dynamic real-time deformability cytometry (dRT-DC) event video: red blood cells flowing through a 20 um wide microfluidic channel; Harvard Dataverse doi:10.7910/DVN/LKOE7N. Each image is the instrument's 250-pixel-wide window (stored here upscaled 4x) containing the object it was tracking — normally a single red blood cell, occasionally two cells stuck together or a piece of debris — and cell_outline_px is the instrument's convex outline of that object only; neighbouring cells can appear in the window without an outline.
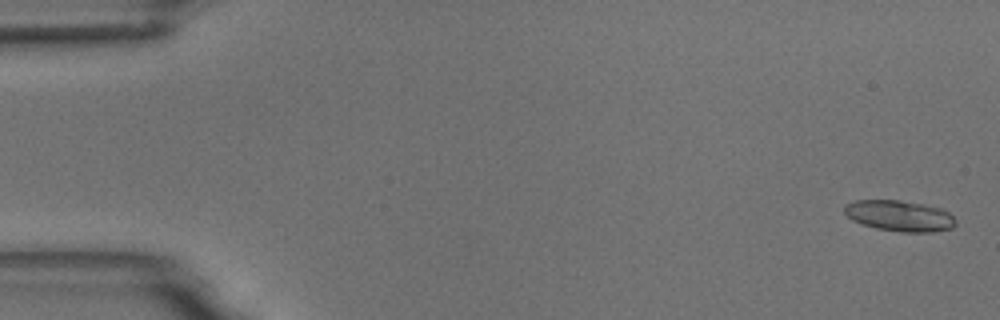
{"species": "common noctule bat (a hibernating species)", "species_latin": "Nyctalus noctula", "temperature_condition": "room temperature", "stored_images_in_passage": 5, "camera_frame_rate_fps": 3000, "um_per_image_px": 0.085, "animal": {"sex": "male", "body_mass_g": 18.8}, "frame": {"image": 1, "passage_image": 1, "time_ms": 0.0, "image_size_px": [1000, 320], "cell_outline_px": [[956, 224], [952, 228], [932, 232], [900, 232], [876, 228], [852, 220], [844, 212], [844, 204], [856, 200], [900, 200], [940, 208], [948, 212], [956, 220]], "centroid_in_image_um": [76.45, 18.35], "position_along_channel_um": 8.5, "area_um2": 19.94}}
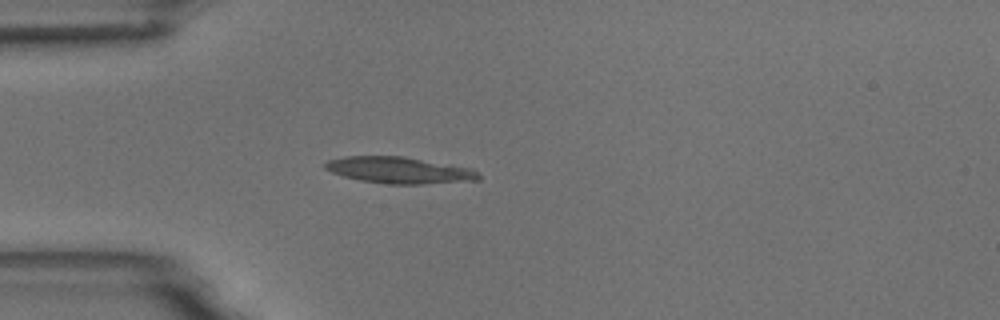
{"frame": {"image": 2, "passage_image": 5, "time_ms": 4.667, "image_size_px": [1000, 320], "cell_outline_px": [[480, 180], [424, 184], [388, 184], [360, 180], [344, 176], [332, 172], [324, 168], [324, 164], [328, 160], [344, 156], [404, 156], [452, 164], [472, 168], [480, 176]], "centroid_in_image_um": [33.96, 14.46], "position_along_channel_um": 51.0, "area_um2": 23.81}}